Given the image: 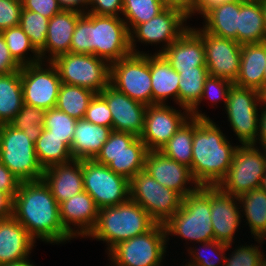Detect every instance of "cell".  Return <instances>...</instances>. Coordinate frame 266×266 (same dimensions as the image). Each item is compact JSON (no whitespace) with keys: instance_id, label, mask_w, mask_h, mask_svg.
Listing matches in <instances>:
<instances>
[{"instance_id":"cell-59","label":"cell","mask_w":266,"mask_h":266,"mask_svg":"<svg viewBox=\"0 0 266 266\" xmlns=\"http://www.w3.org/2000/svg\"><path fill=\"white\" fill-rule=\"evenodd\" d=\"M259 100H260V106H263L264 108H266V86L262 87L259 90ZM264 104V105H263Z\"/></svg>"},{"instance_id":"cell-11","label":"cell","mask_w":266,"mask_h":266,"mask_svg":"<svg viewBox=\"0 0 266 266\" xmlns=\"http://www.w3.org/2000/svg\"><path fill=\"white\" fill-rule=\"evenodd\" d=\"M130 200L138 203L160 224H165L182 204V197L158 183L145 170L129 181Z\"/></svg>"},{"instance_id":"cell-51","label":"cell","mask_w":266,"mask_h":266,"mask_svg":"<svg viewBox=\"0 0 266 266\" xmlns=\"http://www.w3.org/2000/svg\"><path fill=\"white\" fill-rule=\"evenodd\" d=\"M21 66L11 56L3 34L0 32V75L20 72Z\"/></svg>"},{"instance_id":"cell-14","label":"cell","mask_w":266,"mask_h":266,"mask_svg":"<svg viewBox=\"0 0 266 266\" xmlns=\"http://www.w3.org/2000/svg\"><path fill=\"white\" fill-rule=\"evenodd\" d=\"M259 91L232 85L225 105L231 129L242 145L254 144L258 136Z\"/></svg>"},{"instance_id":"cell-4","label":"cell","mask_w":266,"mask_h":266,"mask_svg":"<svg viewBox=\"0 0 266 266\" xmlns=\"http://www.w3.org/2000/svg\"><path fill=\"white\" fill-rule=\"evenodd\" d=\"M167 237L181 236L190 242L214 240L211 223L210 186H200L186 195L177 212L164 224Z\"/></svg>"},{"instance_id":"cell-17","label":"cell","mask_w":266,"mask_h":266,"mask_svg":"<svg viewBox=\"0 0 266 266\" xmlns=\"http://www.w3.org/2000/svg\"><path fill=\"white\" fill-rule=\"evenodd\" d=\"M181 111L166 104L147 106L140 138L148 151H160L190 117L187 109L183 113Z\"/></svg>"},{"instance_id":"cell-53","label":"cell","mask_w":266,"mask_h":266,"mask_svg":"<svg viewBox=\"0 0 266 266\" xmlns=\"http://www.w3.org/2000/svg\"><path fill=\"white\" fill-rule=\"evenodd\" d=\"M165 7L181 10L189 18L195 14L197 0H162Z\"/></svg>"},{"instance_id":"cell-58","label":"cell","mask_w":266,"mask_h":266,"mask_svg":"<svg viewBox=\"0 0 266 266\" xmlns=\"http://www.w3.org/2000/svg\"><path fill=\"white\" fill-rule=\"evenodd\" d=\"M30 259H24L22 261H18V262H13V263H9V264H4V265H0V266H35L33 263H31L29 261Z\"/></svg>"},{"instance_id":"cell-8","label":"cell","mask_w":266,"mask_h":266,"mask_svg":"<svg viewBox=\"0 0 266 266\" xmlns=\"http://www.w3.org/2000/svg\"><path fill=\"white\" fill-rule=\"evenodd\" d=\"M265 173V149H259L253 144L237 145L229 171L217 186L222 191L239 197L260 188Z\"/></svg>"},{"instance_id":"cell-3","label":"cell","mask_w":266,"mask_h":266,"mask_svg":"<svg viewBox=\"0 0 266 266\" xmlns=\"http://www.w3.org/2000/svg\"><path fill=\"white\" fill-rule=\"evenodd\" d=\"M156 222L138 203H125L99 209L95 227L87 237L105 241L108 251L117 243L149 231Z\"/></svg>"},{"instance_id":"cell-29","label":"cell","mask_w":266,"mask_h":266,"mask_svg":"<svg viewBox=\"0 0 266 266\" xmlns=\"http://www.w3.org/2000/svg\"><path fill=\"white\" fill-rule=\"evenodd\" d=\"M266 42L241 46L240 70L234 82L239 87L260 90L264 87Z\"/></svg>"},{"instance_id":"cell-25","label":"cell","mask_w":266,"mask_h":266,"mask_svg":"<svg viewBox=\"0 0 266 266\" xmlns=\"http://www.w3.org/2000/svg\"><path fill=\"white\" fill-rule=\"evenodd\" d=\"M161 54L175 71L206 66L203 38L191 27Z\"/></svg>"},{"instance_id":"cell-36","label":"cell","mask_w":266,"mask_h":266,"mask_svg":"<svg viewBox=\"0 0 266 266\" xmlns=\"http://www.w3.org/2000/svg\"><path fill=\"white\" fill-rule=\"evenodd\" d=\"M95 94L87 88L62 83L55 107L76 120L84 119L89 102Z\"/></svg>"},{"instance_id":"cell-56","label":"cell","mask_w":266,"mask_h":266,"mask_svg":"<svg viewBox=\"0 0 266 266\" xmlns=\"http://www.w3.org/2000/svg\"><path fill=\"white\" fill-rule=\"evenodd\" d=\"M260 110V118H259V128H258V136L256 138V142L253 145H257L259 142L261 144V148L266 150V108H262ZM258 140V141H257Z\"/></svg>"},{"instance_id":"cell-23","label":"cell","mask_w":266,"mask_h":266,"mask_svg":"<svg viewBox=\"0 0 266 266\" xmlns=\"http://www.w3.org/2000/svg\"><path fill=\"white\" fill-rule=\"evenodd\" d=\"M42 179L60 204L84 190L82 160L47 167L44 169Z\"/></svg>"},{"instance_id":"cell-57","label":"cell","mask_w":266,"mask_h":266,"mask_svg":"<svg viewBox=\"0 0 266 266\" xmlns=\"http://www.w3.org/2000/svg\"><path fill=\"white\" fill-rule=\"evenodd\" d=\"M230 0H197L195 13L202 15L210 7Z\"/></svg>"},{"instance_id":"cell-9","label":"cell","mask_w":266,"mask_h":266,"mask_svg":"<svg viewBox=\"0 0 266 266\" xmlns=\"http://www.w3.org/2000/svg\"><path fill=\"white\" fill-rule=\"evenodd\" d=\"M51 63L62 83L76 85L99 94L110 84V64L92 54L67 53Z\"/></svg>"},{"instance_id":"cell-1","label":"cell","mask_w":266,"mask_h":266,"mask_svg":"<svg viewBox=\"0 0 266 266\" xmlns=\"http://www.w3.org/2000/svg\"><path fill=\"white\" fill-rule=\"evenodd\" d=\"M36 241L64 243L73 237L60 220L59 203L43 179L21 182L13 197L12 215Z\"/></svg>"},{"instance_id":"cell-55","label":"cell","mask_w":266,"mask_h":266,"mask_svg":"<svg viewBox=\"0 0 266 266\" xmlns=\"http://www.w3.org/2000/svg\"><path fill=\"white\" fill-rule=\"evenodd\" d=\"M58 2L63 10H74L84 14L86 13L84 10L89 9L90 0H58Z\"/></svg>"},{"instance_id":"cell-37","label":"cell","mask_w":266,"mask_h":266,"mask_svg":"<svg viewBox=\"0 0 266 266\" xmlns=\"http://www.w3.org/2000/svg\"><path fill=\"white\" fill-rule=\"evenodd\" d=\"M193 117H189L160 150L164 155L184 164L192 165Z\"/></svg>"},{"instance_id":"cell-24","label":"cell","mask_w":266,"mask_h":266,"mask_svg":"<svg viewBox=\"0 0 266 266\" xmlns=\"http://www.w3.org/2000/svg\"><path fill=\"white\" fill-rule=\"evenodd\" d=\"M82 15L83 13L74 10H62L49 19L46 45L39 52L43 62L47 53L49 56L46 61L51 62L56 57L70 52L72 35L78 19Z\"/></svg>"},{"instance_id":"cell-13","label":"cell","mask_w":266,"mask_h":266,"mask_svg":"<svg viewBox=\"0 0 266 266\" xmlns=\"http://www.w3.org/2000/svg\"><path fill=\"white\" fill-rule=\"evenodd\" d=\"M83 186L99 209L125 203L130 199L129 180L107 165L82 160Z\"/></svg>"},{"instance_id":"cell-32","label":"cell","mask_w":266,"mask_h":266,"mask_svg":"<svg viewBox=\"0 0 266 266\" xmlns=\"http://www.w3.org/2000/svg\"><path fill=\"white\" fill-rule=\"evenodd\" d=\"M238 199L251 234L257 239L255 241L262 243L266 240V193L261 188H255L241 194Z\"/></svg>"},{"instance_id":"cell-63","label":"cell","mask_w":266,"mask_h":266,"mask_svg":"<svg viewBox=\"0 0 266 266\" xmlns=\"http://www.w3.org/2000/svg\"><path fill=\"white\" fill-rule=\"evenodd\" d=\"M265 71H264V87L266 86V62H265Z\"/></svg>"},{"instance_id":"cell-33","label":"cell","mask_w":266,"mask_h":266,"mask_svg":"<svg viewBox=\"0 0 266 266\" xmlns=\"http://www.w3.org/2000/svg\"><path fill=\"white\" fill-rule=\"evenodd\" d=\"M23 104L20 72L0 75V125L9 124Z\"/></svg>"},{"instance_id":"cell-5","label":"cell","mask_w":266,"mask_h":266,"mask_svg":"<svg viewBox=\"0 0 266 266\" xmlns=\"http://www.w3.org/2000/svg\"><path fill=\"white\" fill-rule=\"evenodd\" d=\"M147 152L148 149L140 137L129 132L112 130L93 160L107 165L113 172L130 181L145 169Z\"/></svg>"},{"instance_id":"cell-38","label":"cell","mask_w":266,"mask_h":266,"mask_svg":"<svg viewBox=\"0 0 266 266\" xmlns=\"http://www.w3.org/2000/svg\"><path fill=\"white\" fill-rule=\"evenodd\" d=\"M1 33L5 38L11 56L21 67L42 61L40 53L31 44L30 39L20 26L5 29ZM28 51L33 53V57L31 55L30 57L25 56L28 55Z\"/></svg>"},{"instance_id":"cell-6","label":"cell","mask_w":266,"mask_h":266,"mask_svg":"<svg viewBox=\"0 0 266 266\" xmlns=\"http://www.w3.org/2000/svg\"><path fill=\"white\" fill-rule=\"evenodd\" d=\"M168 240L164 224L156 223L146 233L117 243L108 256L115 266H161Z\"/></svg>"},{"instance_id":"cell-26","label":"cell","mask_w":266,"mask_h":266,"mask_svg":"<svg viewBox=\"0 0 266 266\" xmlns=\"http://www.w3.org/2000/svg\"><path fill=\"white\" fill-rule=\"evenodd\" d=\"M35 243L13 216L0 220V265L27 259Z\"/></svg>"},{"instance_id":"cell-61","label":"cell","mask_w":266,"mask_h":266,"mask_svg":"<svg viewBox=\"0 0 266 266\" xmlns=\"http://www.w3.org/2000/svg\"><path fill=\"white\" fill-rule=\"evenodd\" d=\"M266 193V173L264 174L260 187Z\"/></svg>"},{"instance_id":"cell-12","label":"cell","mask_w":266,"mask_h":266,"mask_svg":"<svg viewBox=\"0 0 266 266\" xmlns=\"http://www.w3.org/2000/svg\"><path fill=\"white\" fill-rule=\"evenodd\" d=\"M130 33L123 17L91 14V54L112 64L129 54Z\"/></svg>"},{"instance_id":"cell-46","label":"cell","mask_w":266,"mask_h":266,"mask_svg":"<svg viewBox=\"0 0 266 266\" xmlns=\"http://www.w3.org/2000/svg\"><path fill=\"white\" fill-rule=\"evenodd\" d=\"M260 246H239L229 257H225L224 266H258L266 256Z\"/></svg>"},{"instance_id":"cell-60","label":"cell","mask_w":266,"mask_h":266,"mask_svg":"<svg viewBox=\"0 0 266 266\" xmlns=\"http://www.w3.org/2000/svg\"><path fill=\"white\" fill-rule=\"evenodd\" d=\"M261 6H262L264 23H265V28H266V0H261Z\"/></svg>"},{"instance_id":"cell-7","label":"cell","mask_w":266,"mask_h":266,"mask_svg":"<svg viewBox=\"0 0 266 266\" xmlns=\"http://www.w3.org/2000/svg\"><path fill=\"white\" fill-rule=\"evenodd\" d=\"M0 162L21 182L40 180L44 169L39 164L35 144L10 124L0 125Z\"/></svg>"},{"instance_id":"cell-10","label":"cell","mask_w":266,"mask_h":266,"mask_svg":"<svg viewBox=\"0 0 266 266\" xmlns=\"http://www.w3.org/2000/svg\"><path fill=\"white\" fill-rule=\"evenodd\" d=\"M110 85L133 100L152 105L150 55L131 53L110 64Z\"/></svg>"},{"instance_id":"cell-41","label":"cell","mask_w":266,"mask_h":266,"mask_svg":"<svg viewBox=\"0 0 266 266\" xmlns=\"http://www.w3.org/2000/svg\"><path fill=\"white\" fill-rule=\"evenodd\" d=\"M49 18L40 13L22 9L19 26L28 36L34 48L40 52L46 45Z\"/></svg>"},{"instance_id":"cell-43","label":"cell","mask_w":266,"mask_h":266,"mask_svg":"<svg viewBox=\"0 0 266 266\" xmlns=\"http://www.w3.org/2000/svg\"><path fill=\"white\" fill-rule=\"evenodd\" d=\"M202 248L206 250H211L208 252V254L210 252V254H213L212 256L210 255L209 257H211V259L209 257H207L208 255H206L207 252H202V248L199 249H193L194 247H190L188 249L189 251V255L191 256L190 259L191 261L187 262L188 264H185V266H218L220 265L219 263H221V266H224V261H225V251H227L232 244H224L221 242H218L216 240H212L209 242H203L202 243ZM197 250V251H196ZM204 251V250H203ZM213 257V258H212ZM216 257V258H214ZM217 263V264H216Z\"/></svg>"},{"instance_id":"cell-30","label":"cell","mask_w":266,"mask_h":266,"mask_svg":"<svg viewBox=\"0 0 266 266\" xmlns=\"http://www.w3.org/2000/svg\"><path fill=\"white\" fill-rule=\"evenodd\" d=\"M239 11L240 0H230L216 4L202 14L205 19L202 29L214 36L237 42Z\"/></svg>"},{"instance_id":"cell-22","label":"cell","mask_w":266,"mask_h":266,"mask_svg":"<svg viewBox=\"0 0 266 266\" xmlns=\"http://www.w3.org/2000/svg\"><path fill=\"white\" fill-rule=\"evenodd\" d=\"M59 210L61 223L73 238H87L96 225L99 213L94 199L84 190L61 202ZM71 224L77 229H73Z\"/></svg>"},{"instance_id":"cell-35","label":"cell","mask_w":266,"mask_h":266,"mask_svg":"<svg viewBox=\"0 0 266 266\" xmlns=\"http://www.w3.org/2000/svg\"><path fill=\"white\" fill-rule=\"evenodd\" d=\"M35 152L39 164L43 169L56 164H65L73 161L70 148L46 129L35 143Z\"/></svg>"},{"instance_id":"cell-42","label":"cell","mask_w":266,"mask_h":266,"mask_svg":"<svg viewBox=\"0 0 266 266\" xmlns=\"http://www.w3.org/2000/svg\"><path fill=\"white\" fill-rule=\"evenodd\" d=\"M77 120L54 107L46 111L43 128L51 132L70 148Z\"/></svg>"},{"instance_id":"cell-20","label":"cell","mask_w":266,"mask_h":266,"mask_svg":"<svg viewBox=\"0 0 266 266\" xmlns=\"http://www.w3.org/2000/svg\"><path fill=\"white\" fill-rule=\"evenodd\" d=\"M112 115V130L129 132L140 137L144 128L147 105L131 99L110 84L99 93Z\"/></svg>"},{"instance_id":"cell-16","label":"cell","mask_w":266,"mask_h":266,"mask_svg":"<svg viewBox=\"0 0 266 266\" xmlns=\"http://www.w3.org/2000/svg\"><path fill=\"white\" fill-rule=\"evenodd\" d=\"M45 62L22 66L20 79L24 104L47 111L56 106L62 81L51 62L43 68Z\"/></svg>"},{"instance_id":"cell-44","label":"cell","mask_w":266,"mask_h":266,"mask_svg":"<svg viewBox=\"0 0 266 266\" xmlns=\"http://www.w3.org/2000/svg\"><path fill=\"white\" fill-rule=\"evenodd\" d=\"M233 84H234L233 82L227 79L209 76L205 81L201 100L190 111V116L198 119H209L207 115L200 113L198 110L199 109L198 106L203 101L202 99H204L205 97L208 99L210 98L209 100H211L214 103L215 102L217 103L222 99L224 101V105H226L228 99V93Z\"/></svg>"},{"instance_id":"cell-64","label":"cell","mask_w":266,"mask_h":266,"mask_svg":"<svg viewBox=\"0 0 266 266\" xmlns=\"http://www.w3.org/2000/svg\"><path fill=\"white\" fill-rule=\"evenodd\" d=\"M240 1L247 2V1H257V0H240Z\"/></svg>"},{"instance_id":"cell-18","label":"cell","mask_w":266,"mask_h":266,"mask_svg":"<svg viewBox=\"0 0 266 266\" xmlns=\"http://www.w3.org/2000/svg\"><path fill=\"white\" fill-rule=\"evenodd\" d=\"M193 29L203 38L209 76L220 77L234 83L240 70L242 45L235 40L214 36L202 28Z\"/></svg>"},{"instance_id":"cell-54","label":"cell","mask_w":266,"mask_h":266,"mask_svg":"<svg viewBox=\"0 0 266 266\" xmlns=\"http://www.w3.org/2000/svg\"><path fill=\"white\" fill-rule=\"evenodd\" d=\"M13 215V198L5 192L0 191V220L7 219Z\"/></svg>"},{"instance_id":"cell-39","label":"cell","mask_w":266,"mask_h":266,"mask_svg":"<svg viewBox=\"0 0 266 266\" xmlns=\"http://www.w3.org/2000/svg\"><path fill=\"white\" fill-rule=\"evenodd\" d=\"M164 8L162 0H123V20L130 32L136 25L149 21Z\"/></svg>"},{"instance_id":"cell-52","label":"cell","mask_w":266,"mask_h":266,"mask_svg":"<svg viewBox=\"0 0 266 266\" xmlns=\"http://www.w3.org/2000/svg\"><path fill=\"white\" fill-rule=\"evenodd\" d=\"M20 183L21 181L0 162V191L8 193L13 198Z\"/></svg>"},{"instance_id":"cell-50","label":"cell","mask_w":266,"mask_h":266,"mask_svg":"<svg viewBox=\"0 0 266 266\" xmlns=\"http://www.w3.org/2000/svg\"><path fill=\"white\" fill-rule=\"evenodd\" d=\"M89 8L86 12L91 14L120 17L123 0H90Z\"/></svg>"},{"instance_id":"cell-21","label":"cell","mask_w":266,"mask_h":266,"mask_svg":"<svg viewBox=\"0 0 266 266\" xmlns=\"http://www.w3.org/2000/svg\"><path fill=\"white\" fill-rule=\"evenodd\" d=\"M238 202V203H237ZM238 197L222 191L218 186H210L211 223L214 240L232 244L234 234L241 223ZM239 206V207H238Z\"/></svg>"},{"instance_id":"cell-2","label":"cell","mask_w":266,"mask_h":266,"mask_svg":"<svg viewBox=\"0 0 266 266\" xmlns=\"http://www.w3.org/2000/svg\"><path fill=\"white\" fill-rule=\"evenodd\" d=\"M236 148L210 118H193L190 170L197 184L217 186L229 171Z\"/></svg>"},{"instance_id":"cell-49","label":"cell","mask_w":266,"mask_h":266,"mask_svg":"<svg viewBox=\"0 0 266 266\" xmlns=\"http://www.w3.org/2000/svg\"><path fill=\"white\" fill-rule=\"evenodd\" d=\"M21 2L23 9L40 13L49 19L63 10L58 0H21Z\"/></svg>"},{"instance_id":"cell-45","label":"cell","mask_w":266,"mask_h":266,"mask_svg":"<svg viewBox=\"0 0 266 266\" xmlns=\"http://www.w3.org/2000/svg\"><path fill=\"white\" fill-rule=\"evenodd\" d=\"M70 53L91 54V13H84L77 21L71 39Z\"/></svg>"},{"instance_id":"cell-15","label":"cell","mask_w":266,"mask_h":266,"mask_svg":"<svg viewBox=\"0 0 266 266\" xmlns=\"http://www.w3.org/2000/svg\"><path fill=\"white\" fill-rule=\"evenodd\" d=\"M188 18L181 10L165 7L149 21L136 25L129 32L132 53L145 54V52L137 51L135 48L136 41H141V43L151 45L165 43L163 49H159V52H157V54H161L188 29L189 26L184 24Z\"/></svg>"},{"instance_id":"cell-34","label":"cell","mask_w":266,"mask_h":266,"mask_svg":"<svg viewBox=\"0 0 266 266\" xmlns=\"http://www.w3.org/2000/svg\"><path fill=\"white\" fill-rule=\"evenodd\" d=\"M180 77L178 105L189 112L199 103L209 71L206 66H198L189 70H178Z\"/></svg>"},{"instance_id":"cell-47","label":"cell","mask_w":266,"mask_h":266,"mask_svg":"<svg viewBox=\"0 0 266 266\" xmlns=\"http://www.w3.org/2000/svg\"><path fill=\"white\" fill-rule=\"evenodd\" d=\"M84 119L95 125L110 127L112 129V115L106 100L95 94L89 102Z\"/></svg>"},{"instance_id":"cell-40","label":"cell","mask_w":266,"mask_h":266,"mask_svg":"<svg viewBox=\"0 0 266 266\" xmlns=\"http://www.w3.org/2000/svg\"><path fill=\"white\" fill-rule=\"evenodd\" d=\"M46 111L27 104H23L21 110L9 123L14 128L24 131L35 144L43 131Z\"/></svg>"},{"instance_id":"cell-48","label":"cell","mask_w":266,"mask_h":266,"mask_svg":"<svg viewBox=\"0 0 266 266\" xmlns=\"http://www.w3.org/2000/svg\"><path fill=\"white\" fill-rule=\"evenodd\" d=\"M22 9L21 0H0V32L19 26Z\"/></svg>"},{"instance_id":"cell-62","label":"cell","mask_w":266,"mask_h":266,"mask_svg":"<svg viewBox=\"0 0 266 266\" xmlns=\"http://www.w3.org/2000/svg\"><path fill=\"white\" fill-rule=\"evenodd\" d=\"M258 266H266V257L259 263Z\"/></svg>"},{"instance_id":"cell-31","label":"cell","mask_w":266,"mask_h":266,"mask_svg":"<svg viewBox=\"0 0 266 266\" xmlns=\"http://www.w3.org/2000/svg\"><path fill=\"white\" fill-rule=\"evenodd\" d=\"M237 42L241 45L266 42V28L261 0L240 1Z\"/></svg>"},{"instance_id":"cell-19","label":"cell","mask_w":266,"mask_h":266,"mask_svg":"<svg viewBox=\"0 0 266 266\" xmlns=\"http://www.w3.org/2000/svg\"><path fill=\"white\" fill-rule=\"evenodd\" d=\"M144 170L158 183L177 192L182 198L200 187L189 167L172 160L161 151L147 152ZM188 184L194 186L187 187Z\"/></svg>"},{"instance_id":"cell-27","label":"cell","mask_w":266,"mask_h":266,"mask_svg":"<svg viewBox=\"0 0 266 266\" xmlns=\"http://www.w3.org/2000/svg\"><path fill=\"white\" fill-rule=\"evenodd\" d=\"M112 129L85 119L76 122L70 152L74 160H93L108 140Z\"/></svg>"},{"instance_id":"cell-28","label":"cell","mask_w":266,"mask_h":266,"mask_svg":"<svg viewBox=\"0 0 266 266\" xmlns=\"http://www.w3.org/2000/svg\"><path fill=\"white\" fill-rule=\"evenodd\" d=\"M152 104H166L173 97L178 104L180 77L162 54H150Z\"/></svg>"}]
</instances>
